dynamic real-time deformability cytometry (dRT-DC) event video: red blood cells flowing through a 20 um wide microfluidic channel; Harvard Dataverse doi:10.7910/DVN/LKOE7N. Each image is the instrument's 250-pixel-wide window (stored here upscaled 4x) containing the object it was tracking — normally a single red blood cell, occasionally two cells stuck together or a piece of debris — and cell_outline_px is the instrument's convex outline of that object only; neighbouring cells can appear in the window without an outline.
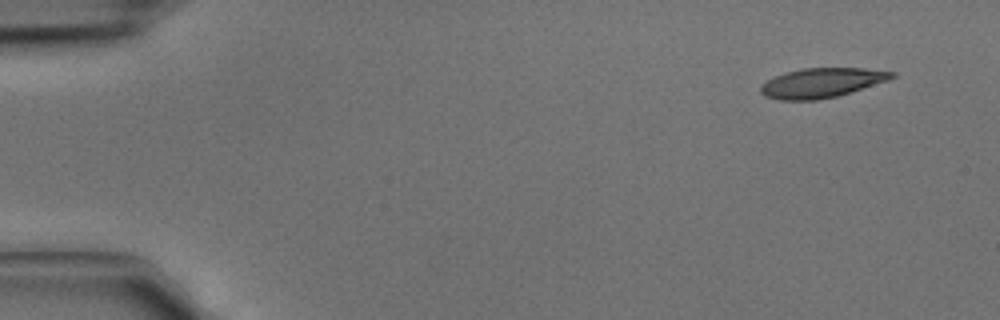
{"species": "common noctule bat (a hibernating species)", "species_latin": "Nyctalus noctula", "temperature_condition": "cold", "stored_images_in_passage": 4, "camera_frame_rate_fps": 3000, "um_per_image_px": 0.085, "animal": {"sex": "male", "body_mass_g": 15.6}, "frame": {"image": 1, "passage_image": 1, "time_ms": 0.0, "image_size_px": [1000, 320], "cell_outline_px": [[896, 76], [888, 80], [836, 96], [816, 100], [780, 100], [764, 96], [760, 92], [760, 88], [768, 80], [776, 76], [788, 72], [804, 68], [864, 68], [896, 72]], "centroid_in_image_um": [69.85, 7.04], "position_along_channel_um": 15.1, "area_um2": 22.25}}